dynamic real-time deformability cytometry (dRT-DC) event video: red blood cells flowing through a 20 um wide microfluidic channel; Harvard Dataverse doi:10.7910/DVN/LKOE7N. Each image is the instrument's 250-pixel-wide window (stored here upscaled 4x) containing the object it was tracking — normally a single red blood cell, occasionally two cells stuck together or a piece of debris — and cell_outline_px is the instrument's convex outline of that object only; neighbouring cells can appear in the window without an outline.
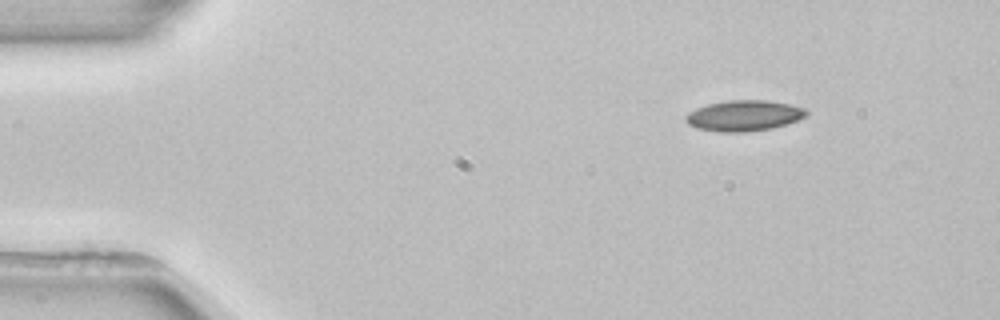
{"species": "common noctule bat (a hibernating species)", "species_latin": "Nyctalus noctula", "temperature_condition": "room temperature", "stored_images_in_passage": 2, "camera_frame_rate_fps": 3000, "um_per_image_px": 0.085, "animal": {"sex": "female", "body_mass_g": 22.7, "forearm_length_mm": 54.2}, "frame": {"image": 1, "passage_image": 1, "time_ms": 0.0, "image_size_px": [1000, 320], "cell_outline_px": [[808, 116], [800, 120], [772, 128], [744, 132], [720, 132], [696, 128], [688, 124], [684, 120], [684, 116], [688, 112], [696, 108], [708, 104], [728, 100], [764, 100], [788, 104], [804, 108], [808, 112]], "centroid_in_image_um": [63.22, 9.83], "position_along_channel_um": 21.8, "area_um2": 21.73}}
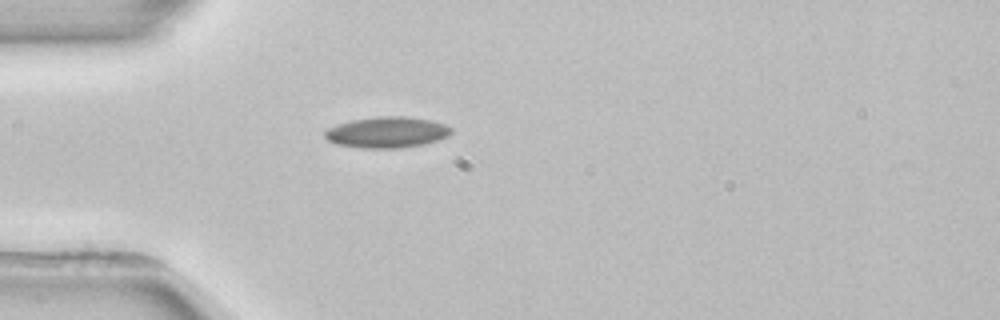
{"frame": {"image": 2, "passage_image": 2, "time_ms": 2.667, "image_size_px": [1000, 320], "cell_outline_px": [[452, 132], [448, 136], [424, 144], [400, 148], [364, 148], [336, 144], [328, 140], [324, 136], [324, 132], [328, 128], [352, 120], [376, 116], [408, 116], [432, 120], [444, 124], [452, 128]], "centroid_in_image_um": [32.91, 11.24], "position_along_channel_um": 52.1, "area_um2": 22.83}}